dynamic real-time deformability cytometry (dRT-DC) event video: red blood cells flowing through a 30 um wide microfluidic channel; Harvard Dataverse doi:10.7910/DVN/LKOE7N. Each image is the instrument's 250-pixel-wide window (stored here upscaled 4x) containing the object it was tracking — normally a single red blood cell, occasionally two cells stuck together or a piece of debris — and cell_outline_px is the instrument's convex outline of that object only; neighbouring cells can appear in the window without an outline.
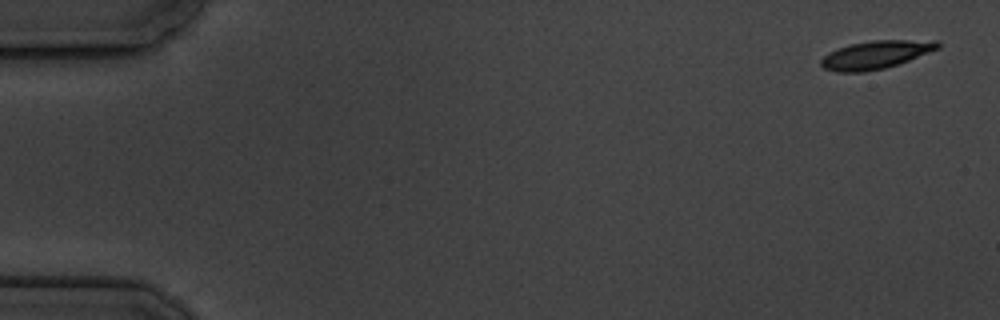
{"species": "common noctule bat (a hibernating species)", "species_latin": "Nyctalus noctula", "temperature_condition": "cold", "stored_images_in_passage": 7, "camera_frame_rate_fps": 3000, "um_per_image_px": 0.085, "animal": {"sex": "male", "body_mass_g": 19.5, "forearm_length_mm": 54.6}, "frame": {"image": 1, "passage_image": 1, "time_ms": 0.0, "image_size_px": [1000, 320], "cell_outline_px": [[940, 48], [908, 60], [884, 68], [864, 72], [836, 72], [824, 68], [820, 64], [820, 60], [828, 52], [836, 48], [852, 44], [872, 40], [940, 40]], "centroid_in_image_um": [74.43, 4.64], "position_along_channel_um": 10.6, "area_um2": 19.07}}
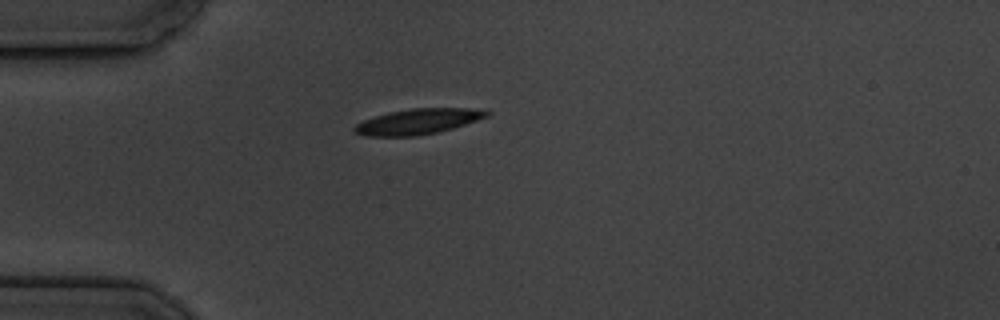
{"frame": {"image": 2, "passage_image": 5, "time_ms": 4.667, "image_size_px": [1000, 320], "cell_outline_px": [[492, 112], [488, 116], [452, 128], [436, 132], [416, 136], [364, 136], [352, 132], [352, 128], [356, 124], [364, 120], [388, 112], [412, 108], [472, 108]], "centroid_in_image_um": [35.47, 10.33], "position_along_channel_um": 49.5, "area_um2": 19.54}}